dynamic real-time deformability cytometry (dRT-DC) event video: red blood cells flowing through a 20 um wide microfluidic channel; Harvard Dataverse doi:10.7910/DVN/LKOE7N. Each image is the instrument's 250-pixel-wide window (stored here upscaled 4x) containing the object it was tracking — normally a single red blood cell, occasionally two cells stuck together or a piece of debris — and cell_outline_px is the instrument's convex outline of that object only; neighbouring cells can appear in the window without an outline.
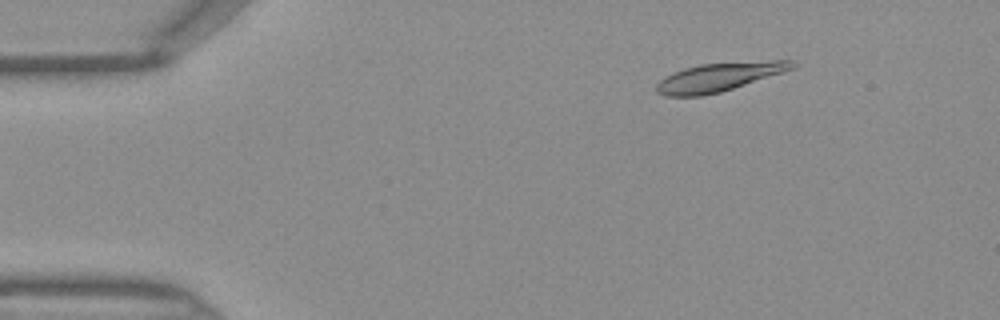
{"species": "Egyptian fruit bat (a non-hibernating species)", "species_latin": "Rousettus aegyptiacus", "temperature_condition": "warm", "stored_images_in_passage": 41, "camera_frame_rate_fps": 3000, "um_per_image_px": 0.085, "frame": {"image": 1, "passage_image": 1, "time_ms": 0.0, "image_size_px": [1000, 320], "cell_outline_px": [[796, 68], [784, 72], [720, 92], [704, 96], [664, 96], [656, 92], [656, 84], [664, 76], [684, 68], [700, 64], [768, 60], [792, 60], [796, 64]], "centroid_in_image_um": [61.11, 6.54], "position_along_channel_um": 23.9, "area_um2": 22.72}}
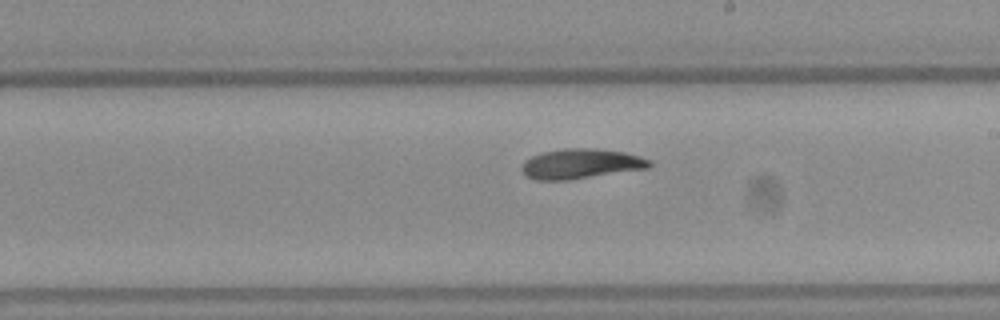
{"frame": {"image": 2, "passage_image": 21, "time_ms": 6.667, "image_size_px": [1000, 320], "cell_outline_px": [[652, 164], [648, 168], [568, 180], [532, 180], [524, 176], [520, 168], [524, 160], [540, 152], [564, 148], [596, 148], [624, 152], [640, 156], [652, 160]], "centroid_in_image_um": [49.32, 13.92], "position_along_channel_um": 239.7, "area_um2": 22.6}}
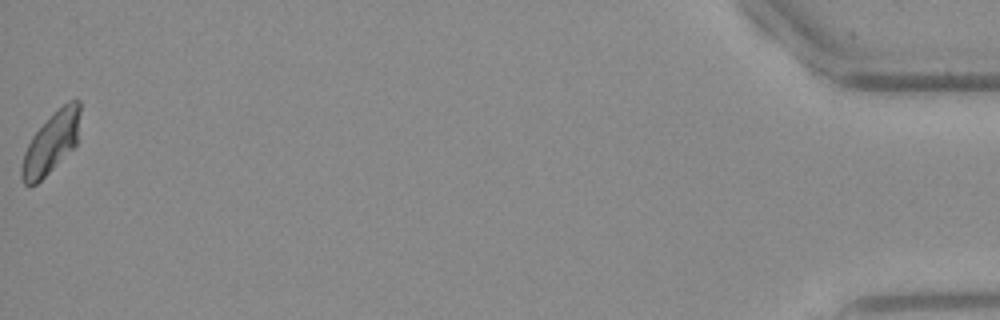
{"frame": {"image": 3, "passage_image": 41, "time_ms": 13.333, "image_size_px": [1000, 320], "cell_outline_px": [[80, 112], [76, 144], [36, 184], [24, 184], [20, 176], [20, 168], [24, 152], [32, 136], [68, 100], [76, 96], [80, 100]], "centroid_in_image_um": [4.34, 12.12], "position_along_channel_um": 430.9, "area_um2": 20.11}}